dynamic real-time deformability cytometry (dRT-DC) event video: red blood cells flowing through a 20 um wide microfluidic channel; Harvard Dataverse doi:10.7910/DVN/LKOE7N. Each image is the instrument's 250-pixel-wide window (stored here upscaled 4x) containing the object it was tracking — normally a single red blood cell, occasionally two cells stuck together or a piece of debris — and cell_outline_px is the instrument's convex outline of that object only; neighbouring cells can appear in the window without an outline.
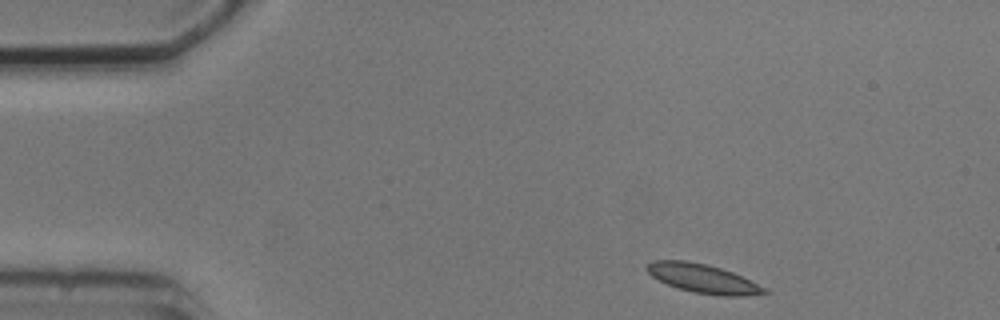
{"species": "common noctule bat (a hibernating species)", "species_latin": "Nyctalus noctula", "temperature_condition": "cold", "stored_images_in_passage": 3, "camera_frame_rate_fps": 3000, "um_per_image_px": 0.085, "animal": {"sex": "male", "body_mass_g": 20.5, "forearm_length_mm": 52.5}, "frame": {"image": 1, "passage_image": 1, "time_ms": 0.0, "image_size_px": [1000, 320], "cell_outline_px": [[768, 292], [744, 296], [720, 296], [692, 292], [676, 288], [652, 276], [644, 268], [644, 264], [652, 260], [688, 260], [720, 268], [732, 272], [764, 288]], "centroid_in_image_um": [59.65, 23.66], "position_along_channel_um": 25.4, "area_um2": 19.59}}
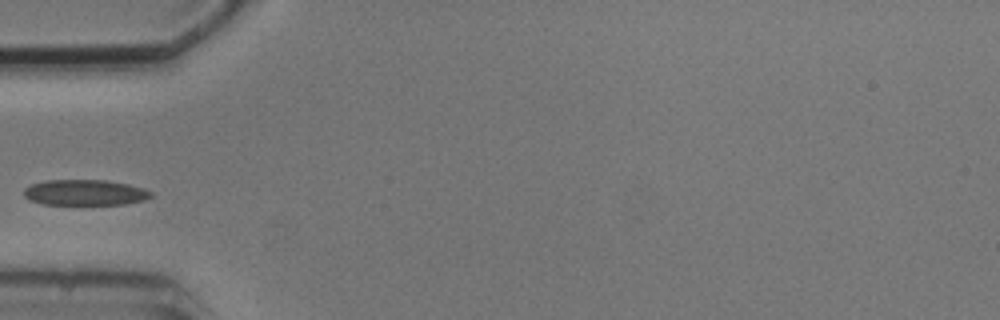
{"frame": {"image": 2, "passage_image": 3, "time_ms": 3.333, "image_size_px": [1000, 320], "cell_outline_px": [[152, 196], [144, 200], [124, 204], [80, 208], [44, 204], [28, 200], [24, 196], [24, 188], [32, 184], [44, 180], [108, 180], [128, 184], [144, 188], [152, 192]], "centroid_in_image_um": [7.2, 16.42], "position_along_channel_um": 77.8, "area_um2": 20.23}}